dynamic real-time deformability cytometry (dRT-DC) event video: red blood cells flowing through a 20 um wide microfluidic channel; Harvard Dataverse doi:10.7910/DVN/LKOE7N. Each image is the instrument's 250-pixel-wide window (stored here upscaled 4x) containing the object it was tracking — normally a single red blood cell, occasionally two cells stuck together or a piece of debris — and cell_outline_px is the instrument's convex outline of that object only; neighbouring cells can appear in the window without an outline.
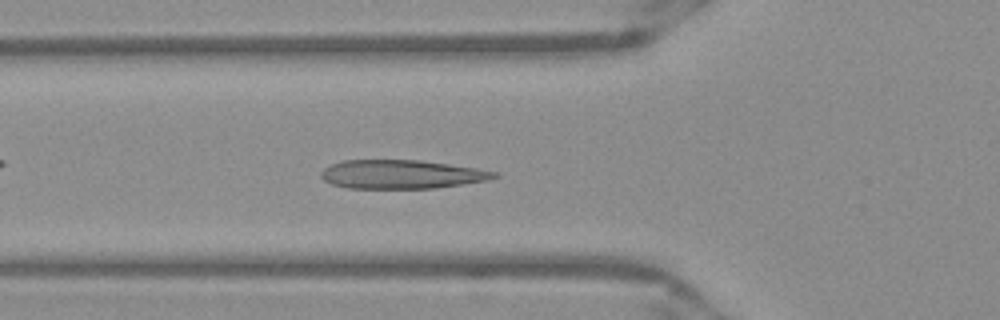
{"species": "Egyptian fruit bat (a non-hibernating species)", "species_latin": "Rousettus aegyptiacus", "temperature_condition": "warm", "stored_images_in_passage": 41, "camera_frame_rate_fps": 3000, "um_per_image_px": 0.085, "frame": {"image": 1, "passage_image": 7, "time_ms": 2.0, "image_size_px": [1000, 320], "cell_outline_px": [[500, 176], [488, 180], [436, 188], [348, 188], [332, 184], [324, 180], [320, 176], [320, 172], [324, 168], [332, 164], [344, 160], [420, 160], [476, 168], [496, 172]], "centroid_in_image_um": [34.12, 14.82], "position_along_channel_um": 91.7, "area_um2": 28.9}}
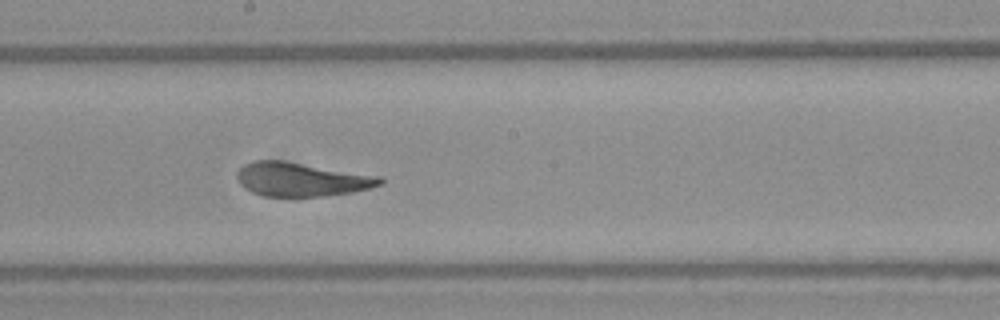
{"frame": {"image": 2, "passage_image": 17, "time_ms": 5.333, "image_size_px": [1000, 320], "cell_outline_px": [[384, 184], [352, 192], [324, 196], [264, 196], [252, 192], [244, 188], [240, 184], [236, 176], [236, 172], [244, 164], [252, 160], [280, 160], [380, 176], [384, 180]], "centroid_in_image_um": [25.59, 15.24], "position_along_channel_um": 222.6, "area_um2": 28.09}}
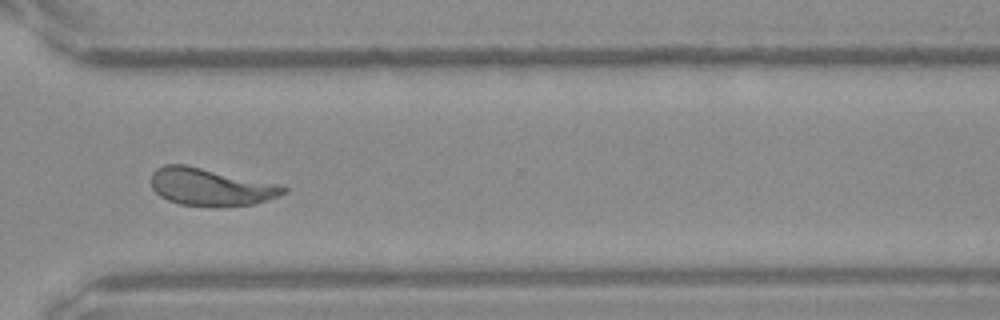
{"frame": {"image": 3, "passage_image": 27, "time_ms": 8.667, "image_size_px": [1000, 320], "cell_outline_px": [[288, 192], [268, 200], [256, 204], [180, 204], [168, 200], [160, 196], [152, 188], [152, 172], [156, 168], [164, 164], [184, 164], [280, 184], [288, 188]], "centroid_in_image_um": [17.91, 15.85], "position_along_channel_um": 352.7, "area_um2": 28.26}, "authors_computed_cell_mechanics": {"area_um2": 28.322, "velocity_mm_per_s": 3.9013, "shape_relaxation_time_tau1_ms": 4.2905, "shape_relaxation_time_tau2_ms": 0.9615, "deformation_change_tau1": 0.1835, "deformation_change_tau2": 0.0869}}